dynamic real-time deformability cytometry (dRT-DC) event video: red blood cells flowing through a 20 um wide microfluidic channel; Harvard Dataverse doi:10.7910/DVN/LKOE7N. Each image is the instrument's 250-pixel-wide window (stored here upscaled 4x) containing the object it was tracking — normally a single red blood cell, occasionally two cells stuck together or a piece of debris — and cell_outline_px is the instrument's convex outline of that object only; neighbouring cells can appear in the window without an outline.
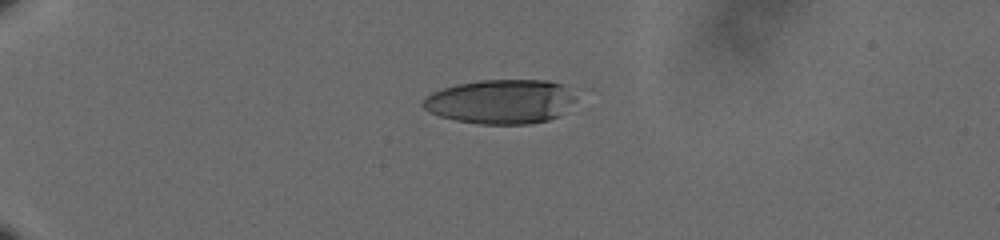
{"species": "human", "species_latin": "Homo sapiens", "temperature_condition": "cold", "stored_images_in_passage": 44, "camera_frame_rate_fps": 3000, "um_per_image_px": 0.085, "donor": {"sex": "male"}, "frame": {"image": 1, "passage_image": 1, "time_ms": 0.0, "image_size_px": [1000, 240], "cell_outline_px": [[576, 100], [560, 116], [548, 120], [528, 124], [480, 124], [456, 120], [440, 116], [428, 112], [420, 104], [424, 96], [432, 92], [456, 84], [480, 80], [548, 80], [560, 84]], "centroid_in_image_um": [42.5, 8.64], "position_along_channel_um": 42.5, "area_um2": 39.42}}
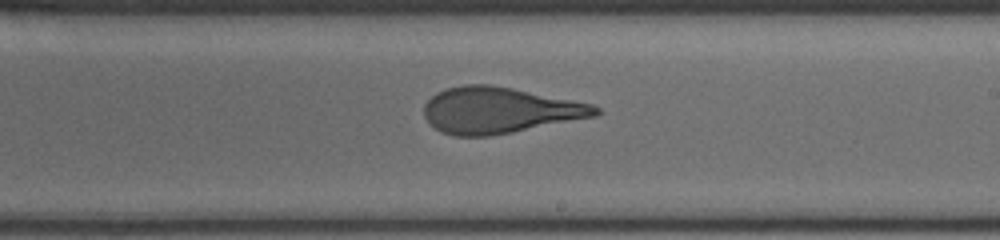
{"frame": {"image": 2, "passage_image": 23, "time_ms": 7.333, "image_size_px": [1000, 240], "cell_outline_px": [[600, 112], [596, 116], [512, 132], [488, 136], [452, 136], [440, 132], [424, 116], [424, 104], [436, 92], [448, 88], [464, 84], [488, 84], [512, 88], [592, 104], [600, 108]], "centroid_in_image_um": [42.42, 9.37], "position_along_channel_um": 246.6, "area_um2": 45.78}}
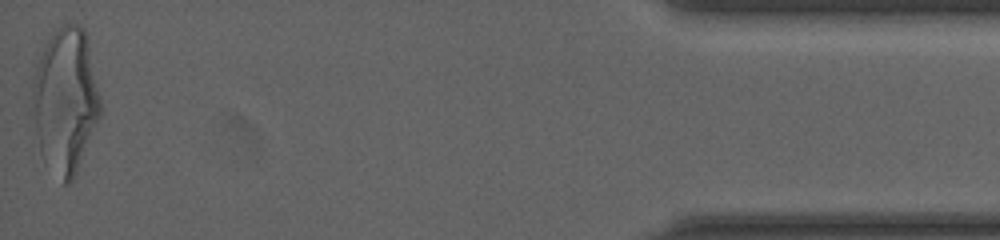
{"frame": {"image": 3, "passage_image": 44, "time_ms": 14.333, "image_size_px": [1000, 240], "cell_outline_px": [[104, 108], [76, 172], [72, 180], [68, 184], [64, 184], [36, 132], [32, 100], [32, 80], [36, 64], [44, 44], [52, 32], [64, 24], [76, 24], [84, 28]], "centroid_in_image_um": [5.61, 8.37], "position_along_channel_um": 429.6, "area_um2": 56.07}, "authors_computed_cell_mechanics": {"area_um2": 46.1822, "velocity_mm_per_s": 3.6246, "shape_relaxation_time_tau1_ms": 5.609, "shape_relaxation_time_tau2_ms": 1.2514, "deformation_change_tau1": 0.2323, "deformation_change_tau2": 0.1124}}